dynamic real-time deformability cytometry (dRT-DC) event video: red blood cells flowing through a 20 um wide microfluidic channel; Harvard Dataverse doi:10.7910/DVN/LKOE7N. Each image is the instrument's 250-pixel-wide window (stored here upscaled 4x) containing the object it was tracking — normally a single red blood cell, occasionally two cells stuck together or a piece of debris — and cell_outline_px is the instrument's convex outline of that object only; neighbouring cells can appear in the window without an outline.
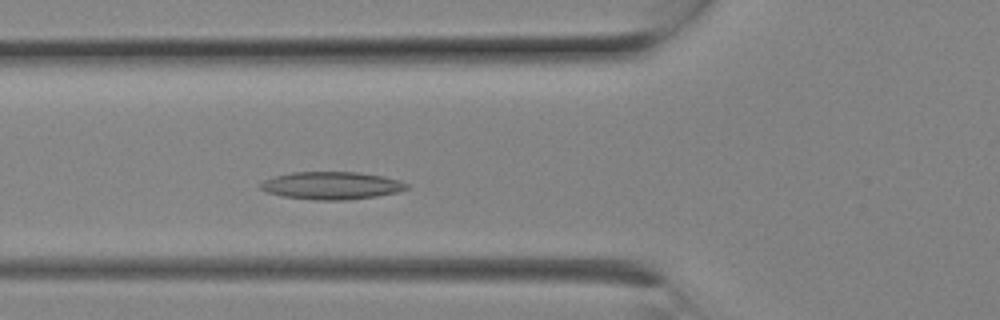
{"species": "Egyptian fruit bat (a non-hibernating species)", "species_latin": "Rousettus aegyptiacus", "temperature_condition": "room temperature", "stored_images_in_passage": 5, "camera_frame_rate_fps": 3000, "um_per_image_px": 0.085, "animal": {"sex": "female"}, "frame": {"image": 1, "passage_image": 5, "time_ms": 1.333, "image_size_px": [1000, 320], "cell_outline_px": [[408, 188], [400, 192], [376, 196], [348, 200], [316, 200], [284, 196], [268, 192], [260, 188], [260, 184], [264, 180], [272, 176], [292, 172], [360, 172], [384, 176], [400, 180], [408, 184]], "centroid_in_image_um": [28.22, 15.76], "position_along_channel_um": 97.6, "area_um2": 23.64}}